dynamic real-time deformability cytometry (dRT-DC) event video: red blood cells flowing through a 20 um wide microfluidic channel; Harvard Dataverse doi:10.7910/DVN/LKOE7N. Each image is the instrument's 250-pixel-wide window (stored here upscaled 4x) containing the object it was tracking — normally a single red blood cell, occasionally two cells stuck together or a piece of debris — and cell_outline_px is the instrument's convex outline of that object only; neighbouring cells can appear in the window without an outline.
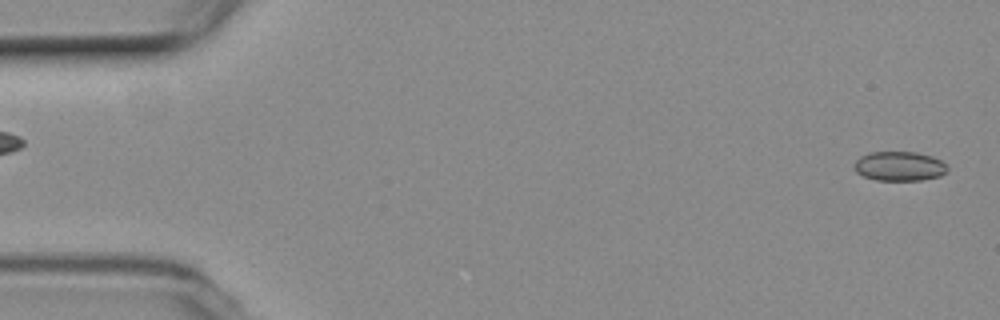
{"species": "common noctule bat (a hibernating species)", "species_latin": "Nyctalus noctula", "temperature_condition": "room temperature", "stored_images_in_passage": 53, "camera_frame_rate_fps": 3000, "um_per_image_px": 0.085, "animal": {"sex": "female", "body_mass_g": 19.3, "forearm_length_mm": 54.1}, "frame": {"image": 1, "passage_image": 1, "time_ms": 0.0, "image_size_px": [1000, 320], "cell_outline_px": [[948, 172], [940, 176], [920, 180], [876, 180], [864, 176], [856, 172], [852, 164], [860, 156], [868, 152], [916, 152], [932, 156], [940, 160], [948, 168]], "centroid_in_image_um": [76.43, 14.12], "position_along_channel_um": 8.6, "area_um2": 16.07}}
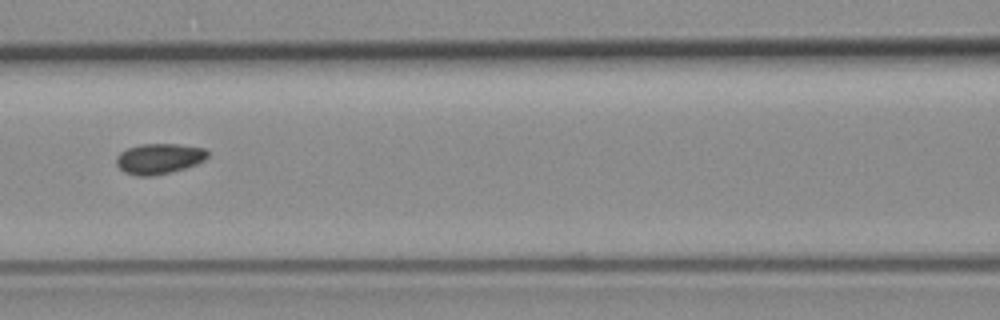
{"frame": {"image": 2, "passage_image": 23, "time_ms": 7.333, "image_size_px": [1000, 320], "cell_outline_px": [[208, 156], [204, 160], [196, 164], [184, 168], [152, 176], [136, 176], [124, 172], [116, 164], [116, 156], [120, 152], [128, 148], [140, 144], [176, 144], [204, 148], [208, 152]], "centroid_in_image_um": [13.49, 13.48], "position_along_channel_um": 153.1, "area_um2": 16.13}}
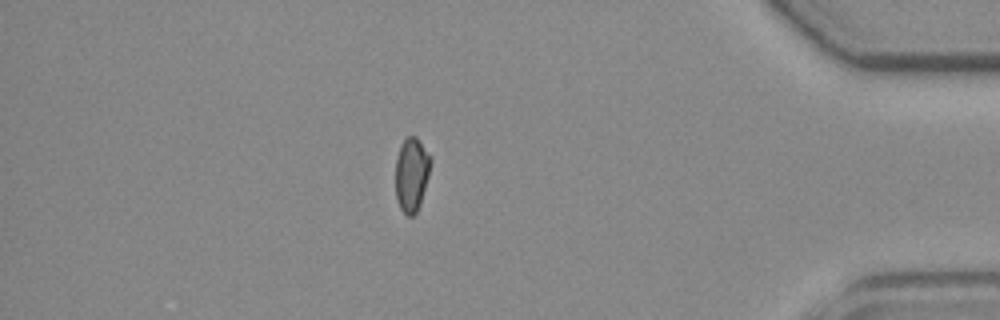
{"frame": {"image": 3, "passage_image": 46, "time_ms": 15.0, "image_size_px": [1000, 320], "cell_outline_px": [[432, 160], [428, 176], [420, 204], [416, 212], [412, 216], [408, 216], [400, 208], [396, 196], [396, 156], [400, 144], [408, 136], [416, 136]], "centroid_in_image_um": [34.97, 14.81], "position_along_channel_um": 400.2, "area_um2": 14.97}, "authors_computed_cell_mechanics": {"area_um2": 15.9528, "velocity_mm_per_s": 3.7912, "shape_relaxation_time_tau1_ms": null, "shape_relaxation_time_tau2_ms": 2.6742, "deformation_change_tau1": null, "deformation_change_tau2": 0.0622}}